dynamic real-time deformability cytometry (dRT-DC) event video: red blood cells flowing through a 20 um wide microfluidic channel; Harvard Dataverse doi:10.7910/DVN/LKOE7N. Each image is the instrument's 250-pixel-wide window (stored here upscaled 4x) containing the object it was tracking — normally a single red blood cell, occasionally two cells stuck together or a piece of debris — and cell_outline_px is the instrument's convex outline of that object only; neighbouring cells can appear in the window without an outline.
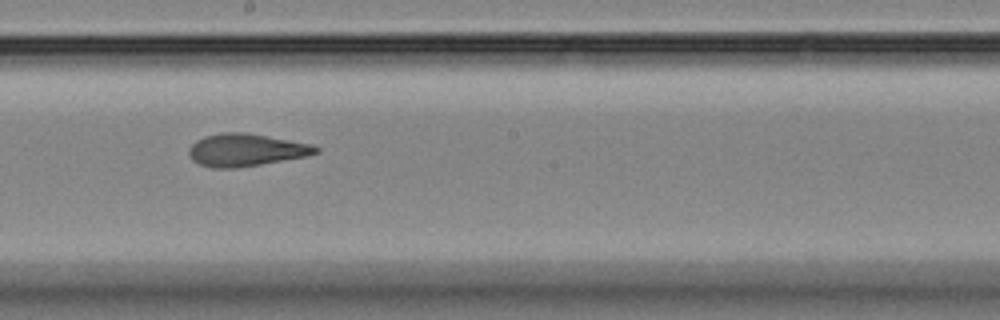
{"species": "Egyptian fruit bat (a non-hibernating species)", "species_latin": "Rousettus aegyptiacus", "temperature_condition": "room temperature", "stored_images_in_passage": 10, "camera_frame_rate_fps": 3000, "um_per_image_px": 0.085, "animal": {"sex": "female"}, "frame": {"image": 1, "passage_image": 9, "time_ms": 10.0, "image_size_px": [1000, 320], "cell_outline_px": [[320, 152], [308, 156], [236, 168], [212, 168], [200, 164], [192, 160], [188, 156], [188, 148], [196, 140], [204, 136], [224, 132], [244, 132], [316, 144], [320, 148]], "centroid_in_image_um": [20.93, 12.74], "position_along_channel_um": 227.3, "area_um2": 24.33}}
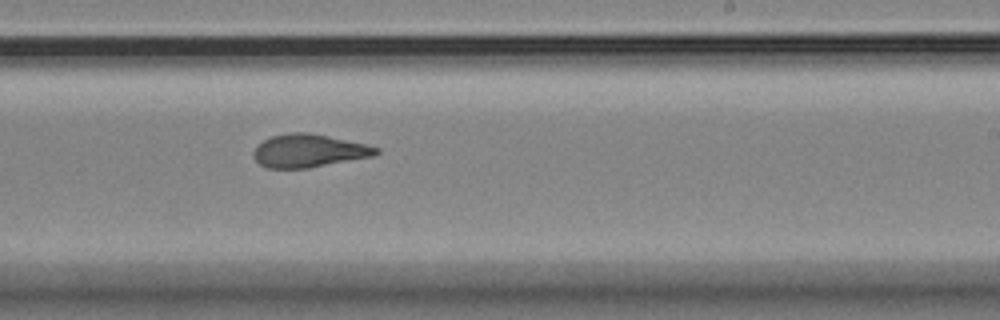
{"frame": {"image": 2, "passage_image": 10, "time_ms": 11.0, "image_size_px": [1000, 320], "cell_outline_px": [[380, 152], [372, 156], [308, 168], [268, 168], [260, 164], [252, 156], [252, 152], [256, 144], [272, 136], [292, 132], [308, 132], [328, 136], [364, 144], [380, 148]], "centroid_in_image_um": [26.2, 12.81], "position_along_channel_um": 262.8, "area_um2": 23.47}}